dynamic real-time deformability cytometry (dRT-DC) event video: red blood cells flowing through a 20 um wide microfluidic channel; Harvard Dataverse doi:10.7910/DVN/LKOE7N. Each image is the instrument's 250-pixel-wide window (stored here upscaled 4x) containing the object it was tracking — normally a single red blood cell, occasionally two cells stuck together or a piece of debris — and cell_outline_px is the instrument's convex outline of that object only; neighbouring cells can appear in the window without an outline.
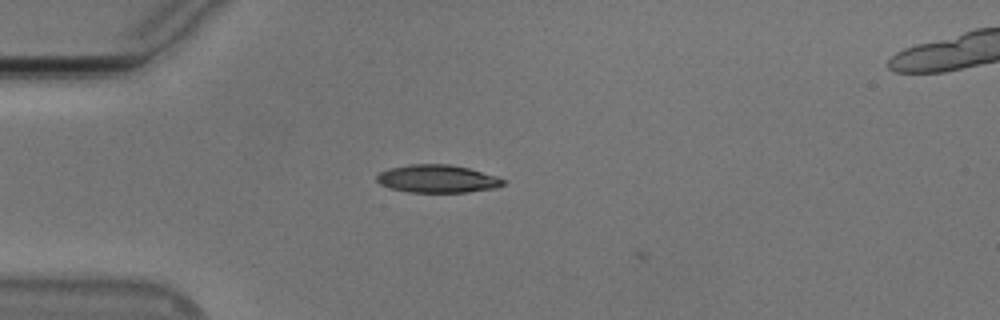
{"species": "Egyptian fruit bat (a non-hibernating species)", "species_latin": "Rousettus aegyptiacus", "temperature_condition": "cold", "stored_images_in_passage": 2, "camera_frame_rate_fps": 3000, "um_per_image_px": 0.085, "animal": {"sex": "male"}, "frame": {"image": 1, "passage_image": 1, "time_ms": 0.0, "image_size_px": [1000, 320], "cell_outline_px": [[504, 184], [496, 188], [468, 192], [408, 192], [388, 188], [380, 184], [376, 180], [376, 176], [380, 172], [388, 168], [408, 164], [448, 164], [468, 168], [496, 176], [504, 180]], "centroid_in_image_um": [37.13, 15.2], "position_along_channel_um": 47.9, "area_um2": 20.58}}